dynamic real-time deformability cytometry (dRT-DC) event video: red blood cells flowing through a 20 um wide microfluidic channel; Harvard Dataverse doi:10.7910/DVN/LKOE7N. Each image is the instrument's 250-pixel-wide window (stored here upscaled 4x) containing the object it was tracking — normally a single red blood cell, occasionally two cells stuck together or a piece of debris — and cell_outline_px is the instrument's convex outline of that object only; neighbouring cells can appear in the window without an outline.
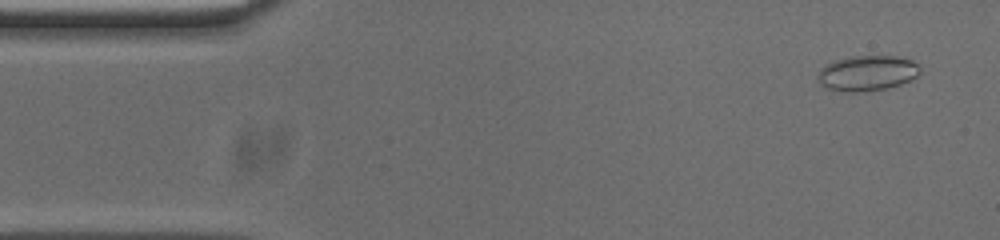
{"species": "common noctule bat (a hibernating species)", "species_latin": "Nyctalus noctula", "temperature_condition": "cold", "stored_images_in_passage": 54, "camera_frame_rate_fps": 3000, "um_per_image_px": 0.085, "animal": {"sex": "male", "body_mass_g": 20.0, "forearm_length_mm": 53.3}, "frame": {"image": 1, "passage_image": 3, "time_ms": 0.667, "image_size_px": [1000, 240], "cell_outline_px": [[920, 72], [916, 76], [900, 84], [888, 88], [864, 92], [844, 92], [824, 88], [820, 84], [820, 68], [836, 60], [852, 56], [900, 56], [912, 60], [920, 68]], "centroid_in_image_um": [73.72, 6.22], "position_along_channel_um": 11.3, "area_um2": 20.98}}
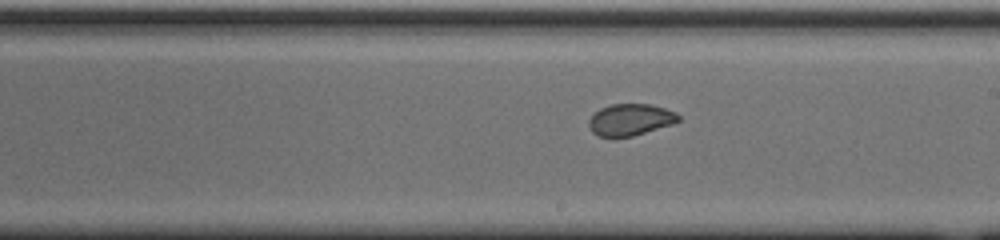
{"frame": {"image": 2, "passage_image": 29, "time_ms": 9.333, "image_size_px": [1000, 240], "cell_outline_px": [[680, 120], [672, 124], [632, 136], [600, 136], [592, 132], [588, 124], [588, 120], [600, 108], [612, 104], [652, 104], [676, 112], [680, 116]], "centroid_in_image_um": [53.59, 10.16], "position_along_channel_um": 235.4, "area_um2": 16.36}}
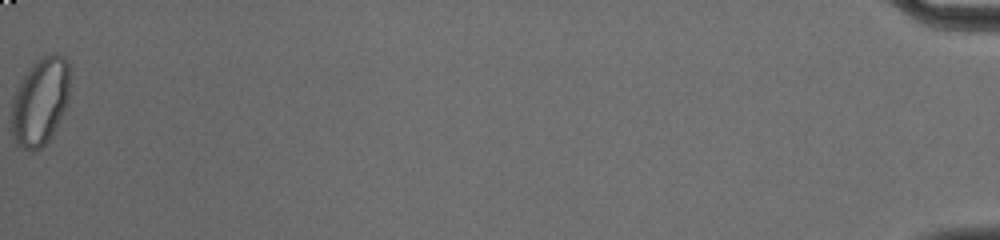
{"frame": {"image": 3, "passage_image": 54, "time_ms": 17.667, "image_size_px": [1000, 240], "cell_outline_px": [[68, 96], [64, 108], [48, 140], [40, 148], [32, 152], [24, 148], [12, 136], [12, 100], [16, 88], [32, 64], [36, 60], [52, 52], [56, 52], [64, 56], [68, 60]], "centroid_in_image_um": [3.4, 8.58], "position_along_channel_um": 431.8, "area_um2": 29.19}}